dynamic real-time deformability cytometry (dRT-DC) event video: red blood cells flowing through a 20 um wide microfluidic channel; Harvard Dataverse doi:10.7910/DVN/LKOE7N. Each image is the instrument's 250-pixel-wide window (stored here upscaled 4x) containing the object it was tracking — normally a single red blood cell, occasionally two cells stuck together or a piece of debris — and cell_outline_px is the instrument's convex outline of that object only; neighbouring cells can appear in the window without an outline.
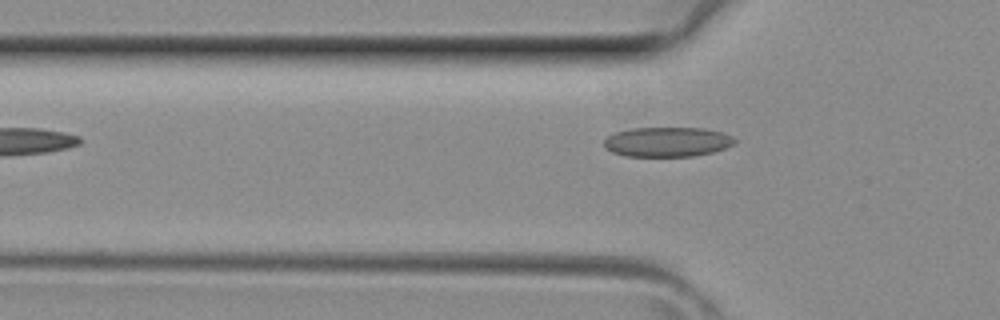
{"species": "common noctule bat (a hibernating species)", "species_latin": "Nyctalus noctula", "temperature_condition": "room temperature", "stored_images_in_passage": 3, "camera_frame_rate_fps": 3000, "um_per_image_px": 0.085, "animal": {"sex": "female", "body_mass_g": 29.2, "forearm_length_mm": 56.3}, "frame": {"image": 1, "passage_image": 3, "time_ms": 0.667, "image_size_px": [1000, 320], "cell_outline_px": [[736, 140], [732, 144], [724, 148], [712, 152], [692, 156], [624, 156], [612, 152], [604, 148], [604, 140], [608, 136], [616, 132], [632, 128], [704, 128], [724, 132], [732, 136]], "centroid_in_image_um": [56.7, 12.06], "position_along_channel_um": 69.1, "area_um2": 22.6}}